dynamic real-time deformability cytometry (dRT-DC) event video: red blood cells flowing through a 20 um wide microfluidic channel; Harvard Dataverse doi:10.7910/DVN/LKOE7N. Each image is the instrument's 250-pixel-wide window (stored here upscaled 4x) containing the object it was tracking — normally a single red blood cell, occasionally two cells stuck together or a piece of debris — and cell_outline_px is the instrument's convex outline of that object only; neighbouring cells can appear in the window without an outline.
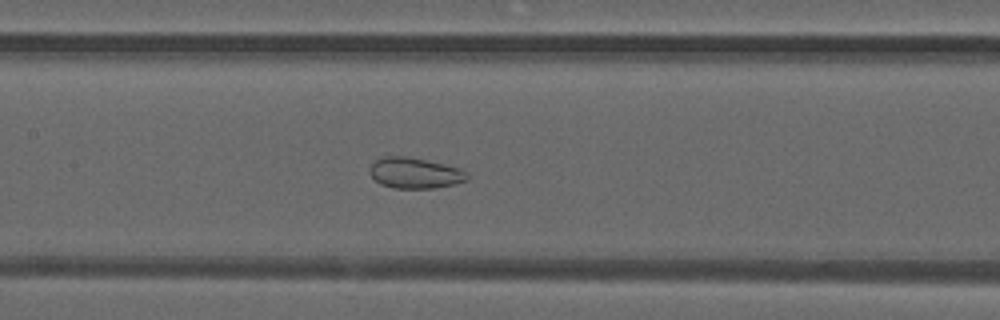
{"species": "common noctule bat (a hibernating species)", "species_latin": "Nyctalus noctula", "temperature_condition": "warm", "stored_images_in_passage": 49, "camera_frame_rate_fps": 3000, "um_per_image_px": 0.085, "animal": {"sex": "male", "forearm_length_mm": 52.5}, "frame": {"image": 1, "passage_image": 24, "time_ms": 7.667, "image_size_px": [1000, 320], "cell_outline_px": [[468, 180], [436, 188], [392, 188], [380, 184], [368, 172], [368, 168], [376, 160], [384, 156], [408, 156], [460, 168], [468, 176]], "centroid_in_image_um": [35.22, 14.71], "position_along_channel_um": 172.2, "area_um2": 17.4}}
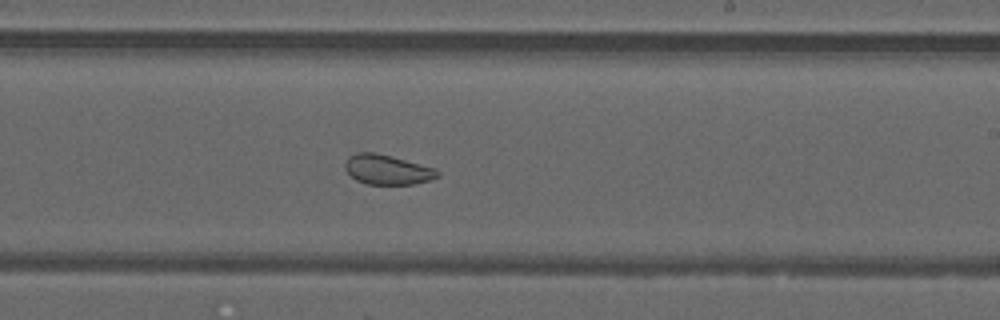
{"frame": {"image": 2, "passage_image": 30, "time_ms": 9.667, "image_size_px": [1000, 320], "cell_outline_px": [[440, 176], [428, 180], [412, 184], [368, 184], [356, 180], [344, 168], [344, 164], [348, 156], [356, 152], [372, 152], [392, 156], [436, 168], [440, 172]], "centroid_in_image_um": [32.91, 14.41], "position_along_channel_um": 256.1, "area_um2": 16.07}}
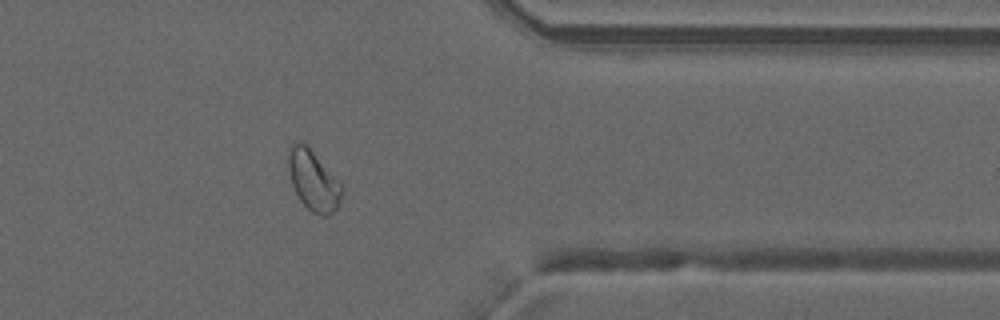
{"frame": {"image": 3, "passage_image": 40, "time_ms": 13.0, "image_size_px": [1000, 320], "cell_outline_px": [[344, 188], [340, 200], [336, 208], [328, 216], [320, 216], [312, 212], [300, 200], [292, 184], [288, 168], [288, 148], [292, 140], [304, 140], [340, 180]], "centroid_in_image_um": [26.63, 15.25], "position_along_channel_um": 384.8, "area_um2": 19.42}, "authors_computed_cell_mechanics": {"area_um2": 22.0796, "velocity_mm_per_s": 4.2238, "shape_relaxation_time_tau1_ms": null, "shape_relaxation_time_tau2_ms": 1.7005, "deformation_change_tau1": null, "deformation_change_tau2": 0.0667}}